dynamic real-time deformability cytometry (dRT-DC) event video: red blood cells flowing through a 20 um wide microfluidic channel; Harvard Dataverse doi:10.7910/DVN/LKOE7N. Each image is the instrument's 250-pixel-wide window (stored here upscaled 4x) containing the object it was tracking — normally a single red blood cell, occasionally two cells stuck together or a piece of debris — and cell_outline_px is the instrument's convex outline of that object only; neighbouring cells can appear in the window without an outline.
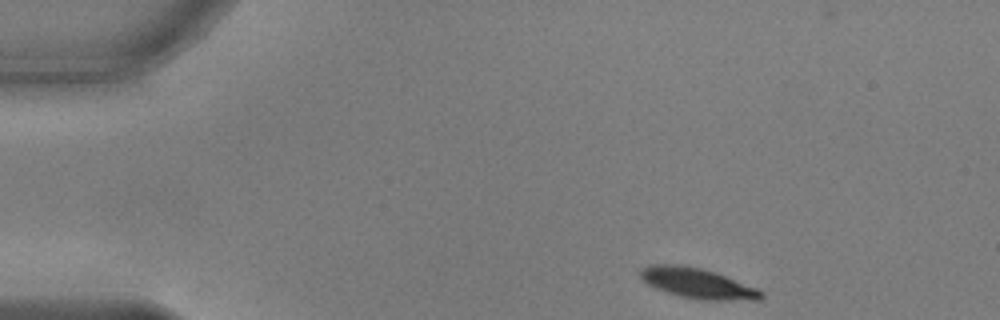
{"species": "common noctule bat (a hibernating species)", "species_latin": "Nyctalus noctula", "temperature_condition": "warm", "stored_images_in_passage": 46, "camera_frame_rate_fps": 3000, "um_per_image_px": 0.085, "animal": {"sex": "male", "body_mass_g": 17.9, "forearm_length_mm": 54.2}, "frame": {"image": 1, "passage_image": 1, "time_ms": 0.0, "image_size_px": [1000, 320], "cell_outline_px": [[764, 296], [760, 300], [700, 300], [680, 296], [656, 288], [648, 284], [640, 276], [640, 268], [652, 264], [672, 264], [700, 268], [724, 276], [756, 288], [764, 292]], "centroid_in_image_um": [59.28, 24.09], "position_along_channel_um": 25.7, "area_um2": 20.92}}
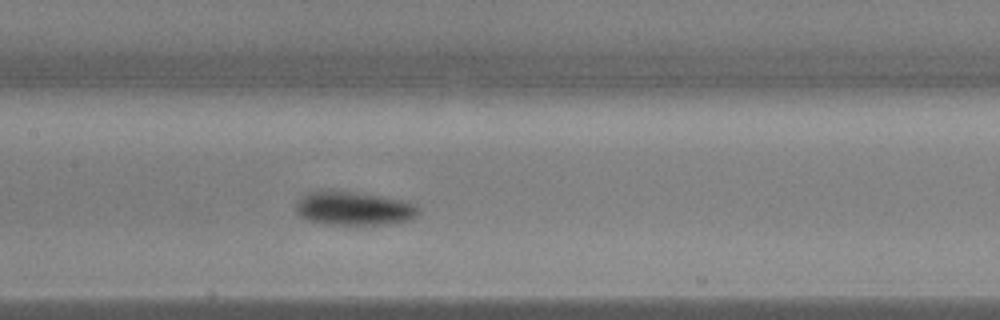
{"frame": {"image": 2, "passage_image": 19, "time_ms": 6.0, "image_size_px": [1000, 320], "cell_outline_px": [[420, 212], [416, 216], [408, 220], [388, 224], [328, 224], [308, 220], [300, 216], [296, 212], [296, 204], [308, 192], [320, 188], [332, 188], [380, 196], [400, 200], [416, 204]], "centroid_in_image_um": [30.03, 17.68], "position_along_channel_um": 177.4, "area_um2": 24.33}}
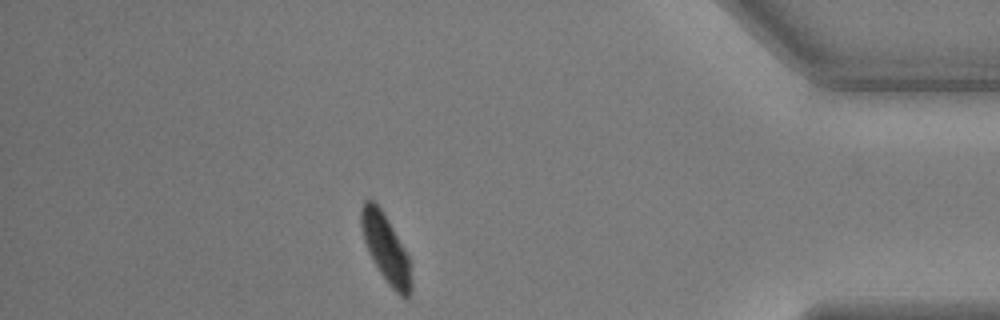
{"frame": {"image": 3, "passage_image": 40, "time_ms": 13.0, "image_size_px": [1000, 320], "cell_outline_px": [[412, 292], [408, 300], [400, 296], [388, 284], [380, 272], [368, 252], [364, 240], [360, 224], [360, 208], [364, 200], [372, 200], [384, 212], [408, 256], [412, 280]], "centroid_in_image_um": [32.8, 21.14], "position_along_channel_um": 402.4, "area_um2": 19.88}, "authors_computed_cell_mechanics": {"area_um2": 21.8773, "velocity_mm_per_s": 3.7677, "shape_relaxation_time_tau1_ms": 2.0004, "shape_relaxation_time_tau2_ms": null, "deformation_change_tau1": 0.1626, "deformation_change_tau2": null}}